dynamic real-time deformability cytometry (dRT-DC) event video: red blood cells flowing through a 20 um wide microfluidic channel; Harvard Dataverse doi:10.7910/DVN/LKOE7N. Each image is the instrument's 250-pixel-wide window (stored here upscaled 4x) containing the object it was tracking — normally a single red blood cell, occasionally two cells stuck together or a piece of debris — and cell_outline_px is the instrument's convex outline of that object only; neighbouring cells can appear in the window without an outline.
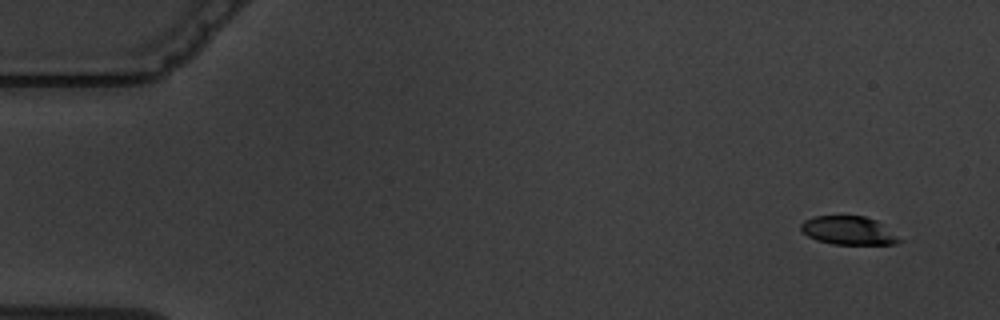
{"species": "common noctule bat (a hibernating species)", "species_latin": "Nyctalus noctula", "temperature_condition": "warm", "stored_images_in_passage": 4, "camera_frame_rate_fps": 3000, "um_per_image_px": 0.085, "animal": {"sex": "male", "body_mass_g": 19.5, "forearm_length_mm": 54.6}, "frame": {"image": 1, "passage_image": 1, "time_ms": 0.0, "image_size_px": [1000, 320], "cell_outline_px": [[904, 240], [896, 244], [832, 244], [816, 240], [808, 236], [800, 228], [800, 224], [804, 220], [816, 216], [864, 216], [876, 220]], "centroid_in_image_um": [72.13, 19.6], "position_along_channel_um": 12.9, "area_um2": 16.3}}